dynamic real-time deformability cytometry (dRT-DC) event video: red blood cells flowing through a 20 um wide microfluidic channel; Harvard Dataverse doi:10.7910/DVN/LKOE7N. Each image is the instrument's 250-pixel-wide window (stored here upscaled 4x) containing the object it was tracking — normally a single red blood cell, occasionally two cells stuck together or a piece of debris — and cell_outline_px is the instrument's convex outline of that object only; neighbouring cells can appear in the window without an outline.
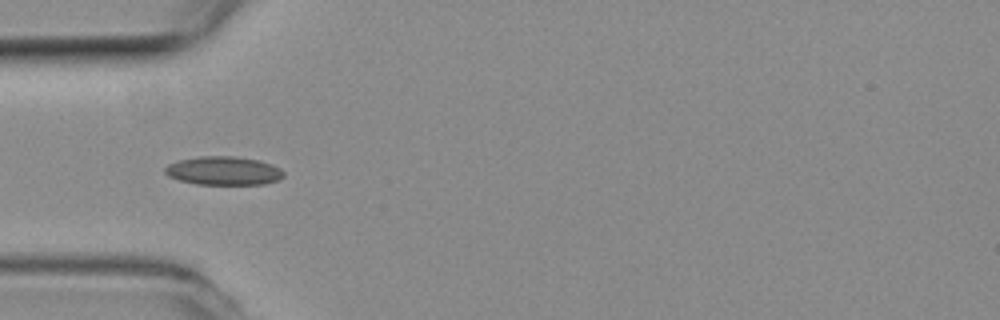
{"species": "common noctule bat (a hibernating species)", "species_latin": "Nyctalus noctula", "temperature_condition": "room temperature", "stored_images_in_passage": 38, "camera_frame_rate_fps": 3000, "um_per_image_px": 0.085, "animal": {"sex": "female", "body_mass_g": 19.3, "forearm_length_mm": 54.1}, "frame": {"image": 1, "passage_image": 1, "time_ms": 0.0, "image_size_px": [1000, 320], "cell_outline_px": [[284, 176], [276, 180], [264, 184], [196, 184], [180, 180], [168, 176], [164, 172], [164, 168], [168, 164], [180, 160], [200, 156], [236, 156], [260, 160], [272, 164], [280, 168], [284, 172]], "centroid_in_image_um": [19.01, 14.51], "position_along_channel_um": 66.0, "area_um2": 19.77}}
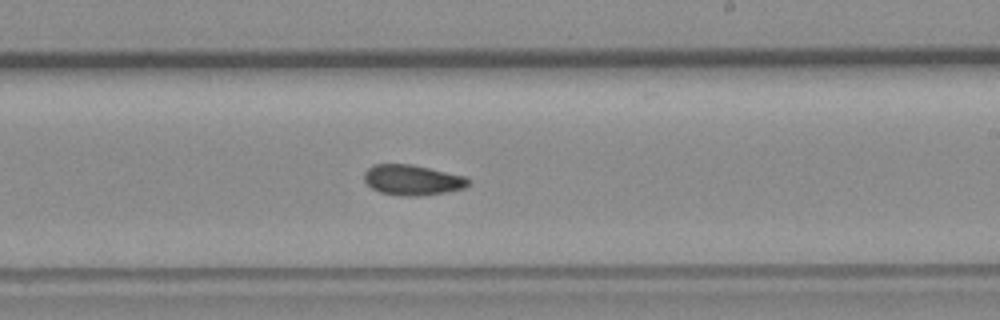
{"frame": {"image": 2, "passage_image": 16, "time_ms": 5.0, "image_size_px": [1000, 320], "cell_outline_px": [[472, 180], [464, 188], [448, 192], [420, 196], [400, 196], [380, 192], [372, 188], [364, 180], [364, 172], [372, 164], [412, 164], [464, 176]], "centroid_in_image_um": [35.05, 15.3], "position_along_channel_um": 254.0, "area_um2": 18.55}}
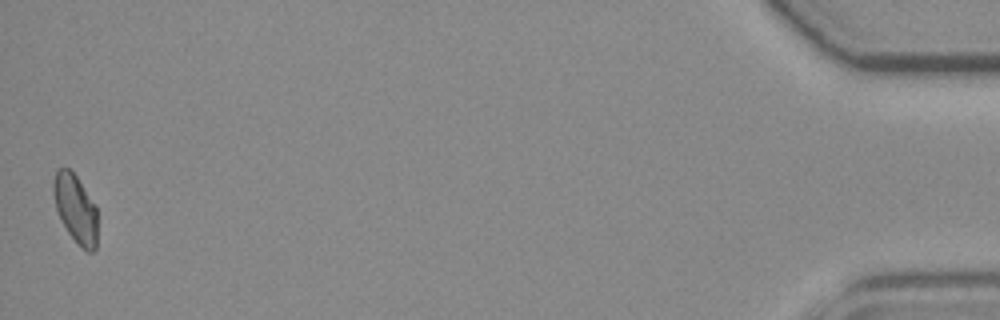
{"frame": {"image": 3, "passage_image": 38, "time_ms": 12.333, "image_size_px": [1000, 320], "cell_outline_px": [[96, 248], [92, 252], [88, 252], [80, 248], [68, 232], [56, 208], [52, 192], [52, 184], [56, 168], [68, 168], [76, 176], [96, 204]], "centroid_in_image_um": [6.41, 17.72], "position_along_channel_um": 428.8, "area_um2": 17.57}, "authors_computed_cell_mechanics": {"area_um2": 18.2648, "velocity_mm_per_s": 3.7708, "shape_relaxation_time_tau1_ms": null, "shape_relaxation_time_tau2_ms": 9.5068, "deformation_change_tau1": null, "deformation_change_tau2": 0.1266}}